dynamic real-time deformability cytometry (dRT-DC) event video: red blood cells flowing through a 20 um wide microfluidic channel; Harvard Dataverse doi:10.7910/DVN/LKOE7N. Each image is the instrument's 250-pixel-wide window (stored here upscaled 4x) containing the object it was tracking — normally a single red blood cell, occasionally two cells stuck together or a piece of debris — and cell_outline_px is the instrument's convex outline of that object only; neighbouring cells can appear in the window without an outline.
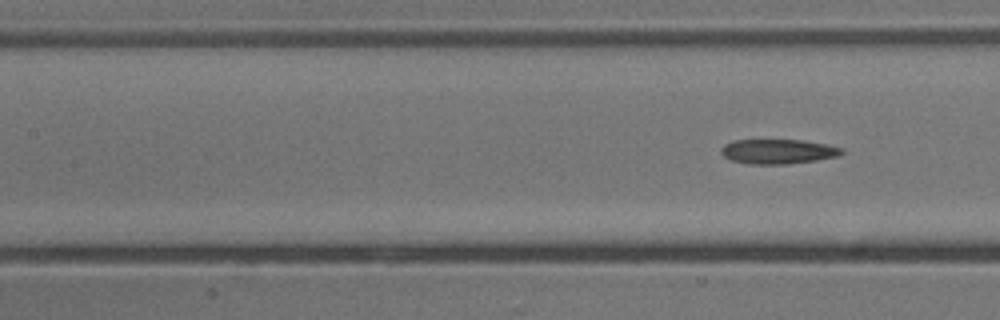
{"species": "common noctule bat (a hibernating species)", "species_latin": "Nyctalus noctula", "temperature_condition": "cold", "stored_images_in_passage": 6, "segment_of_instrument_passage": [2, 2], "camera_frame_rate_fps": 3000, "um_per_image_px": 0.085, "animal": {"sex": "male", "body_mass_g": 13.3}, "frame": {"image": 1, "passage_image": 6, "time_ms": 6.667, "image_size_px": [1000, 320], "cell_outline_px": [[844, 152], [840, 156], [816, 160], [788, 164], [748, 164], [732, 160], [724, 156], [720, 152], [720, 148], [724, 144], [732, 140], [804, 140], [844, 148]], "centroid_in_image_um": [66.13, 12.87], "position_along_channel_um": 141.3, "area_um2": 17.46}}